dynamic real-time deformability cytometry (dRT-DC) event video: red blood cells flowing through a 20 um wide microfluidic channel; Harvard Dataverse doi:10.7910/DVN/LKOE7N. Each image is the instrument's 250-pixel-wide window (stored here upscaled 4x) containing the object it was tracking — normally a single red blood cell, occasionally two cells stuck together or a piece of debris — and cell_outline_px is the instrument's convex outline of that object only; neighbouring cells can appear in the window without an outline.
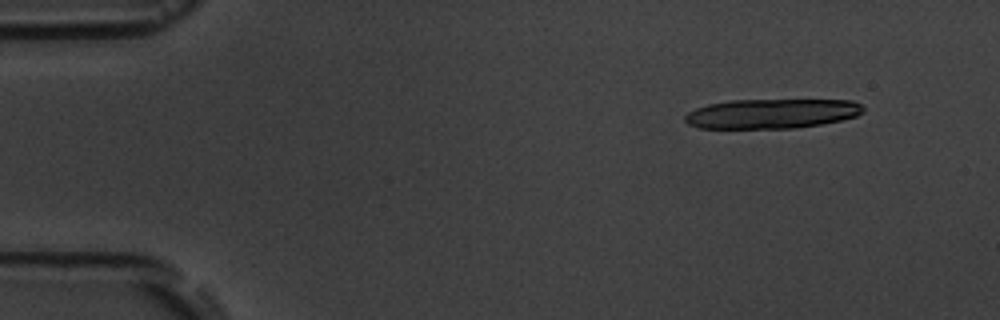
{"species": "common noctule bat (a hibernating species)", "species_latin": "Nyctalus noctula", "temperature_condition": "room temperature", "stored_images_in_passage": 15, "camera_frame_rate_fps": 3000, "um_per_image_px": 0.085, "animal": {"sex": "male", "body_mass_g": 19.5, "forearm_length_mm": 54.6}, "frame": {"image": 1, "passage_image": 2, "time_ms": 1.333, "image_size_px": [1000, 320], "cell_outline_px": [[864, 112], [856, 116], [840, 120], [820, 124], [796, 128], [696, 128], [688, 124], [684, 120], [684, 116], [688, 112], [696, 108], [708, 104], [728, 100], [852, 100], [860, 104], [864, 108]], "centroid_in_image_um": [65.57, 9.66], "position_along_channel_um": 19.4, "area_um2": 30.87}}
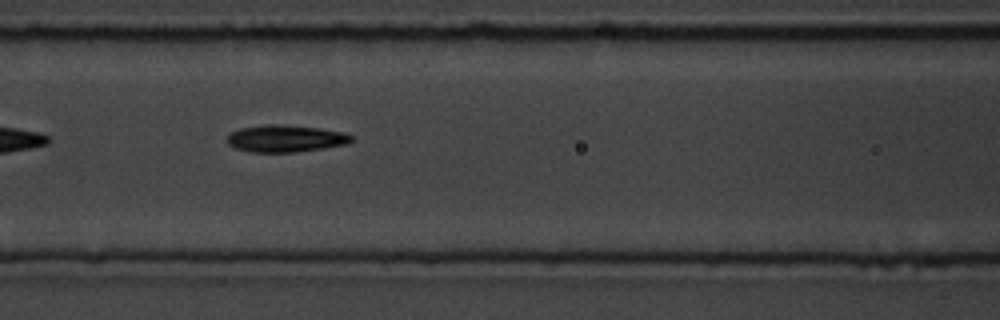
{"frame": {"image": 2, "passage_image": 7, "time_ms": 7.667, "image_size_px": [1000, 320], "cell_outline_px": [[352, 140], [348, 144], [324, 148], [296, 152], [252, 152], [236, 148], [228, 144], [228, 136], [232, 132], [240, 128], [268, 124], [280, 124], [320, 128], [344, 132], [352, 136]], "centroid_in_image_um": [24.3, 11.77], "position_along_channel_um": 142.3, "area_um2": 19.54}}
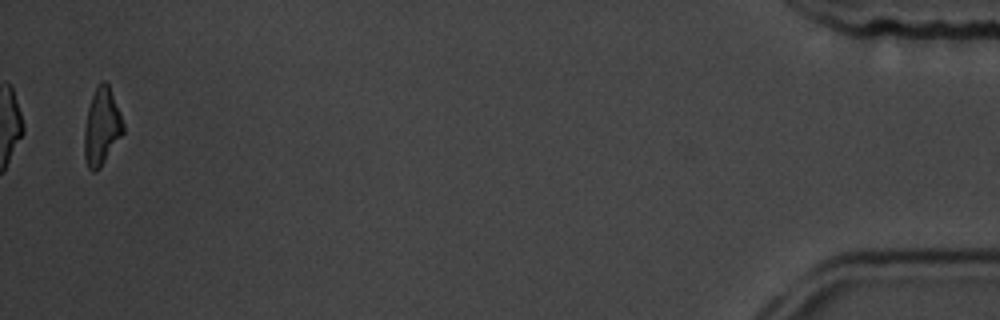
{"frame": {"image": 3, "passage_image": 15, "time_ms": 18.0, "image_size_px": [1000, 320], "cell_outline_px": [[124, 132], [100, 168], [96, 172], [92, 172], [88, 168], [84, 160], [84, 128], [88, 108], [92, 96], [100, 80], [104, 80], [108, 84], [120, 112], [124, 124]], "centroid_in_image_um": [8.63, 10.8], "position_along_channel_um": 426.6, "area_um2": 17.51}, "authors_computed_cell_mechanics": {"area_um2": 19.0162, "velocity_mm_per_s": 3.6259, "shape_relaxation_time_tau1_ms": 4.9906, "shape_relaxation_time_tau2_ms": 2.7275, "deformation_change_tau1": 0.1535, "deformation_change_tau2": 0.0858}}